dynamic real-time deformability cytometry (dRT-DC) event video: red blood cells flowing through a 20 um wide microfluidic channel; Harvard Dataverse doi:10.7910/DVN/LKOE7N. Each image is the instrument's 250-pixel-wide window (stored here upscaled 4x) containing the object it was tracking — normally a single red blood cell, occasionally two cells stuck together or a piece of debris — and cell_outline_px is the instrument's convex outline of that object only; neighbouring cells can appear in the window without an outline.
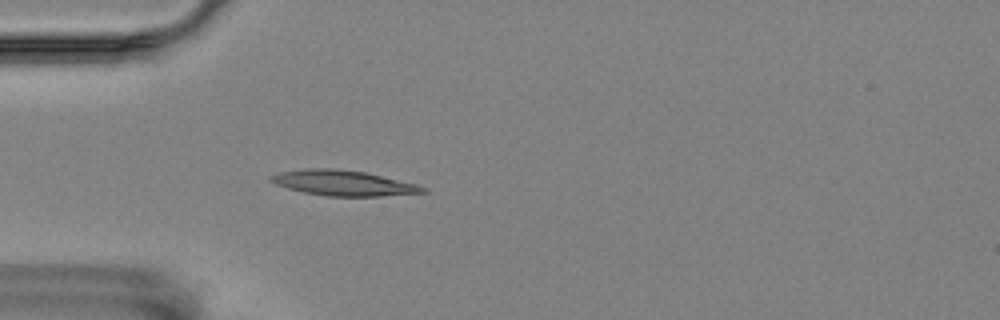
{"species": "Egyptian fruit bat (a non-hibernating species)", "species_latin": "Rousettus aegyptiacus", "temperature_condition": "room temperature", "stored_images_in_passage": 43, "camera_frame_rate_fps": 3000, "um_per_image_px": 0.085, "animal": {"sex": "female"}, "frame": {"image": 1, "passage_image": 11, "time_ms": 3.333, "image_size_px": [1000, 320], "cell_outline_px": [[428, 192], [380, 196], [324, 196], [304, 192], [288, 188], [276, 184], [268, 180], [268, 176], [280, 172], [308, 168], [336, 168], [364, 172], [416, 184], [428, 188]], "centroid_in_image_um": [29.16, 15.55], "position_along_channel_um": 55.8, "area_um2": 22.37}}
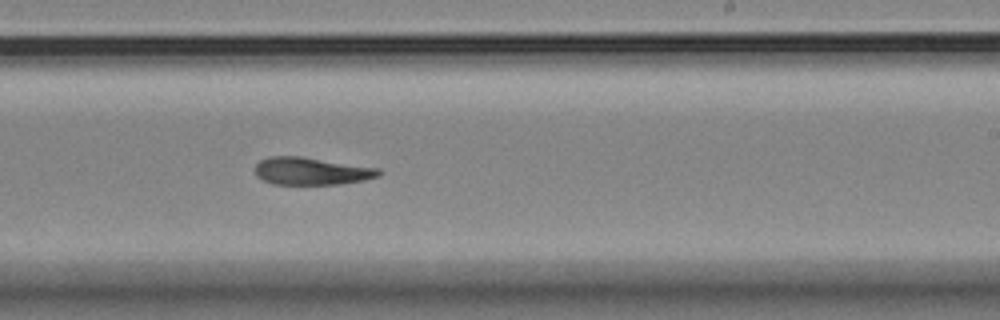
{"frame": {"image": 2, "passage_image": 29, "time_ms": 9.333, "image_size_px": [1000, 320], "cell_outline_px": [[380, 176], [364, 180], [340, 184], [272, 184], [256, 176], [256, 164], [260, 160], [268, 156], [300, 156], [380, 168]], "centroid_in_image_um": [26.47, 14.54], "position_along_channel_um": 262.5, "area_um2": 19.83}}
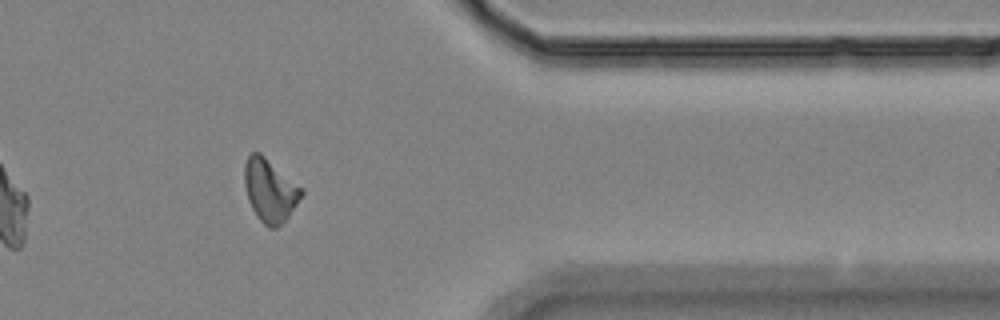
{"frame": {"image": 3, "passage_image": 41, "time_ms": 13.333, "image_size_px": [1000, 320], "cell_outline_px": [[304, 192], [288, 216], [276, 228], [268, 228], [256, 216], [248, 200], [244, 184], [244, 164], [248, 156], [252, 152], [260, 152], [300, 188]], "centroid_in_image_um": [22.89, 16.19], "position_along_channel_um": 388.5, "area_um2": 20.35}, "authors_computed_cell_mechanics": {"area_um2": 20.3456, "velocity_mm_per_s": 3.5402, "shape_relaxation_time_tau1_ms": 8.9793, "shape_relaxation_time_tau2_ms": null, "deformation_change_tau1": 0.2357, "deformation_change_tau2": null}}